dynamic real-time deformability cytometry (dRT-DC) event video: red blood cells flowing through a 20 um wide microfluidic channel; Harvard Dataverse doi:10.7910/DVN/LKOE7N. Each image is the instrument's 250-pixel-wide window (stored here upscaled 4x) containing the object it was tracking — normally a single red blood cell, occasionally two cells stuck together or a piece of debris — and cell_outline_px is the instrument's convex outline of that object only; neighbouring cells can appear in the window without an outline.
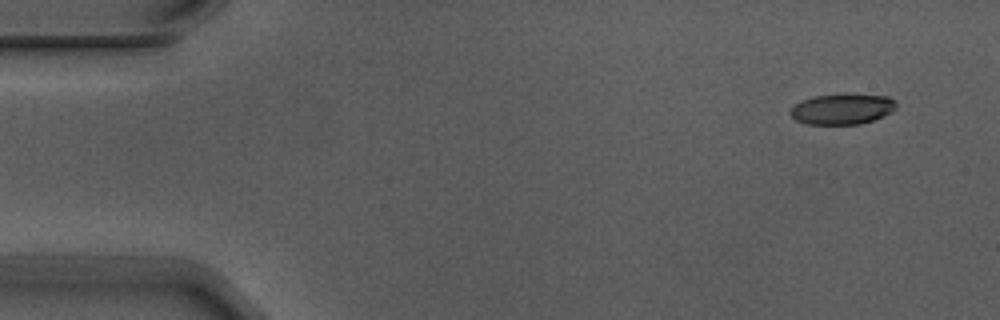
{"species": "Egyptian fruit bat (a non-hibernating species)", "species_latin": "Rousettus aegyptiacus", "temperature_condition": "warm", "stored_images_in_passage": 5, "camera_frame_rate_fps": 3000, "um_per_image_px": 0.085, "animal": {"sex": "male"}, "frame": {"image": 1, "passage_image": 1, "time_ms": 0.0, "image_size_px": [1000, 320], "cell_outline_px": [[896, 108], [892, 112], [872, 120], [860, 124], [808, 124], [796, 120], [788, 112], [800, 100], [816, 96], [840, 92], [848, 92], [888, 96], [896, 100]], "centroid_in_image_um": [71.62, 9.22], "position_along_channel_um": 13.4, "area_um2": 19.42}}
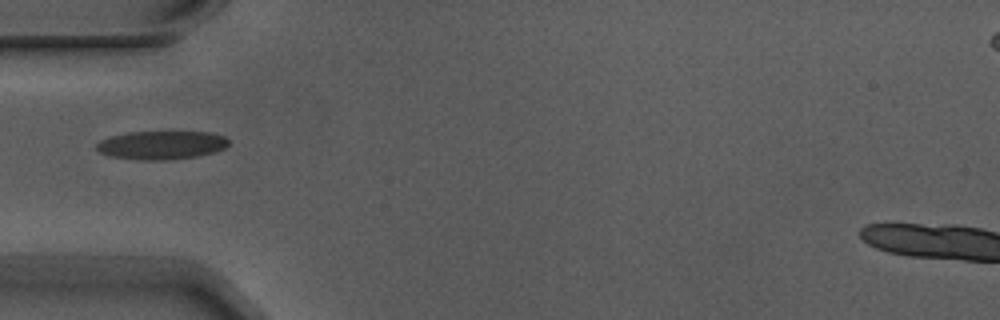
{"frame": {"image": 2, "passage_image": 5, "time_ms": 1.333, "image_size_px": [1000, 320], "cell_outline_px": [[228, 144], [224, 148], [216, 152], [196, 156], [164, 160], [140, 160], [112, 156], [100, 152], [96, 148], [96, 144], [100, 140], [112, 136], [128, 132], [212, 132], [224, 136], [228, 140]], "centroid_in_image_um": [13.74, 12.33], "position_along_channel_um": 71.3, "area_um2": 21.79}}